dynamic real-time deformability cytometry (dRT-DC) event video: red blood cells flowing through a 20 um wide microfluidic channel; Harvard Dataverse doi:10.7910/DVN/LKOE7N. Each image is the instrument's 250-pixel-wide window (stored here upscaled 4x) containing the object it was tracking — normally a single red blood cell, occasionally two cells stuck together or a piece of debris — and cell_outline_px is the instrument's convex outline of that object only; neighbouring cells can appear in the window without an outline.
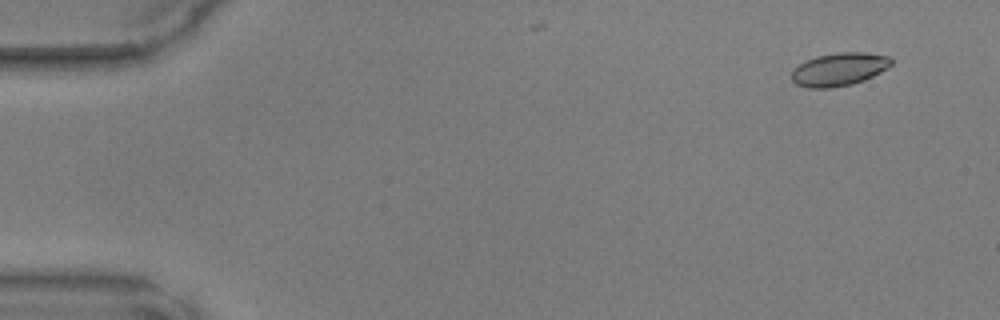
{"species": "common noctule bat (a hibernating species)", "species_latin": "Nyctalus noctula", "temperature_condition": "warm", "stored_images_in_passage": 9, "camera_frame_rate_fps": 3000, "um_per_image_px": 0.085, "animal": {"sex": "male", "body_mass_g": 17.9, "forearm_length_mm": 54.2}, "frame": {"image": 1, "passage_image": 4, "time_ms": 1.0, "image_size_px": [1000, 320], "cell_outline_px": [[892, 64], [888, 68], [864, 80], [852, 84], [832, 88], [808, 88], [796, 84], [792, 80], [792, 72], [800, 64], [816, 56], [836, 52], [864, 52], [888, 56], [892, 60]], "centroid_in_image_um": [71.34, 5.89], "position_along_channel_um": 13.7, "area_um2": 19.13}}